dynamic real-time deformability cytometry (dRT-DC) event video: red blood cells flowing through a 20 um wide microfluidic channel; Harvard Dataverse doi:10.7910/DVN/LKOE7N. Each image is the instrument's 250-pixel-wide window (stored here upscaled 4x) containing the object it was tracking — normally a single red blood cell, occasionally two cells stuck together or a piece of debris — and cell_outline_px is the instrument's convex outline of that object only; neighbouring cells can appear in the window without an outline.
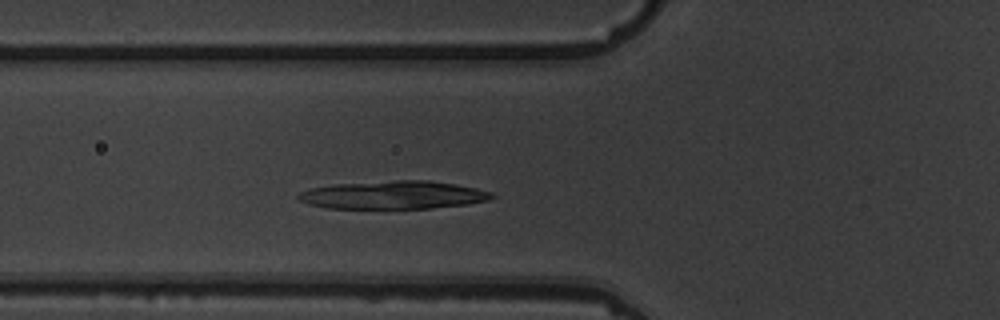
{"species": "common noctule bat (a hibernating species)", "species_latin": "Nyctalus noctula", "temperature_condition": "warm", "stored_images_in_passage": 3, "camera_frame_rate_fps": 3000, "um_per_image_px": 0.085, "animal": {"sex": "male", "body_mass_g": 19.5, "forearm_length_mm": 54.6}, "frame": {"image": 1, "passage_image": 3, "time_ms": 2.333, "image_size_px": [1000, 320], "cell_outline_px": [[496, 196], [488, 200], [468, 204], [432, 208], [328, 208], [308, 204], [300, 200], [296, 196], [300, 192], [312, 188], [332, 184], [392, 180], [428, 180], [456, 184], [476, 188], [492, 192]], "centroid_in_image_um": [33.45, 16.56], "position_along_channel_um": 92.3, "area_um2": 31.73}}